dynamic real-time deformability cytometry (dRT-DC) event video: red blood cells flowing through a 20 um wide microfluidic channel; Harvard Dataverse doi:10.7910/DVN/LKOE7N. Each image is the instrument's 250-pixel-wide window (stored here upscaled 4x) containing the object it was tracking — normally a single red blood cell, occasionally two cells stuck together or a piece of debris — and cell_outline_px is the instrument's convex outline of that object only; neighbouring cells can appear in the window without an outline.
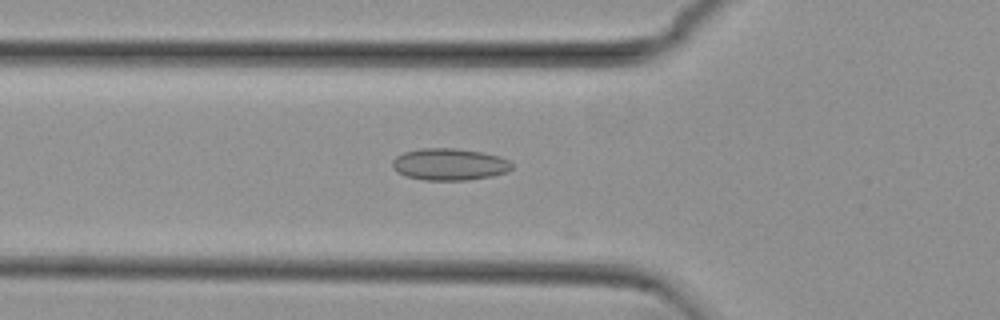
{"species": "common noctule bat (a hibernating species)", "species_latin": "Nyctalus noctula", "temperature_condition": "cold", "stored_images_in_passage": 17, "camera_frame_rate_fps": 3000, "um_per_image_px": 0.085, "animal": {"sex": "female", "body_mass_g": 29.2, "forearm_length_mm": 56.3}, "frame": {"image": 1, "passage_image": 16, "time_ms": 5.0, "image_size_px": [1000, 320], "cell_outline_px": [[512, 168], [508, 172], [492, 176], [468, 180], [424, 180], [404, 176], [396, 172], [392, 168], [392, 160], [396, 156], [404, 152], [420, 148], [456, 148], [480, 152], [500, 156], [508, 160], [512, 164]], "centroid_in_image_um": [38.18, 13.97], "position_along_channel_um": 87.6, "area_um2": 22.43}}